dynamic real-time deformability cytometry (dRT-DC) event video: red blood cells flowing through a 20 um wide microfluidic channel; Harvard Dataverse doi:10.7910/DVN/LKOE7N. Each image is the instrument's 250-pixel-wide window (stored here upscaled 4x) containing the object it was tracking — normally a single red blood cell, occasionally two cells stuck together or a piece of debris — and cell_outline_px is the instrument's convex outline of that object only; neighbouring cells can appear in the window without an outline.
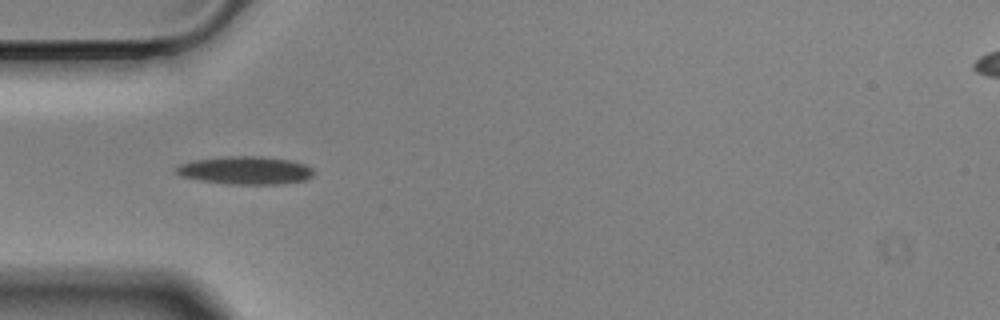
{"species": "Egyptian fruit bat (a non-hibernating species)", "species_latin": "Rousettus aegyptiacus", "temperature_condition": "cold", "stored_images_in_passage": 19, "camera_frame_rate_fps": 3000, "um_per_image_px": 0.085, "animal": {"sex": "male"}, "frame": {"image": 1, "passage_image": 1, "time_ms": 0.0, "image_size_px": [1000, 320], "cell_outline_px": [[316, 172], [312, 176], [304, 180], [280, 184], [228, 184], [200, 180], [180, 176], [172, 172], [172, 168], [180, 164], [192, 160], [224, 156], [260, 156], [292, 160], [304, 164], [312, 168]], "centroid_in_image_um": [20.81, 14.47], "position_along_channel_um": 64.2, "area_um2": 22.77}}
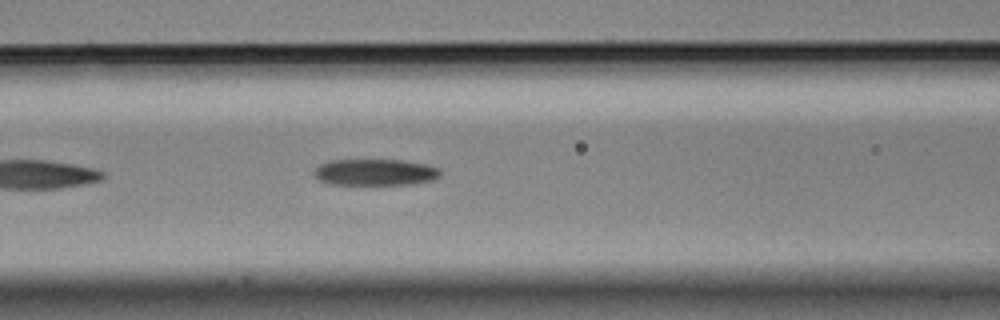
{"frame": {"image": 2, "passage_image": 7, "time_ms": 2.0, "image_size_px": [1000, 320], "cell_outline_px": [[440, 176], [432, 180], [408, 184], [332, 184], [320, 180], [312, 172], [320, 164], [332, 160], [400, 160], [428, 164], [440, 168]], "centroid_in_image_um": [31.91, 14.63], "position_along_channel_um": 134.7, "area_um2": 19.31}}
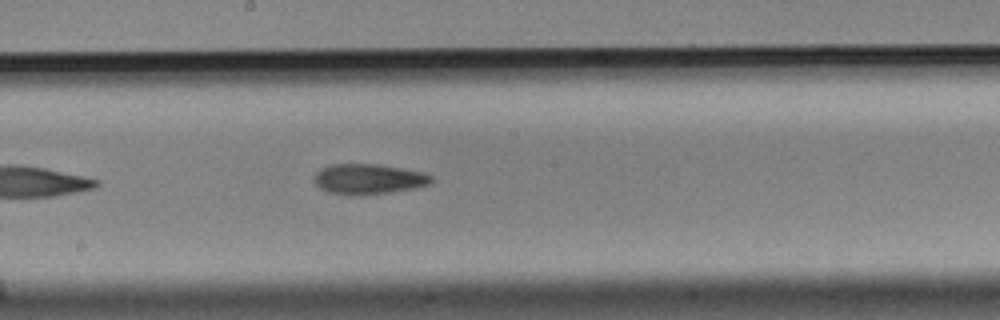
{"frame": {"image": 3, "passage_image": 14, "time_ms": 4.333, "image_size_px": [1000, 320], "cell_outline_px": [[432, 180], [428, 184], [416, 188], [360, 196], [328, 192], [320, 188], [316, 184], [316, 172], [320, 168], [332, 164], [380, 164], [424, 172], [432, 176]], "centroid_in_image_um": [31.34, 15.21], "position_along_channel_um": 216.9, "area_um2": 20.63}}